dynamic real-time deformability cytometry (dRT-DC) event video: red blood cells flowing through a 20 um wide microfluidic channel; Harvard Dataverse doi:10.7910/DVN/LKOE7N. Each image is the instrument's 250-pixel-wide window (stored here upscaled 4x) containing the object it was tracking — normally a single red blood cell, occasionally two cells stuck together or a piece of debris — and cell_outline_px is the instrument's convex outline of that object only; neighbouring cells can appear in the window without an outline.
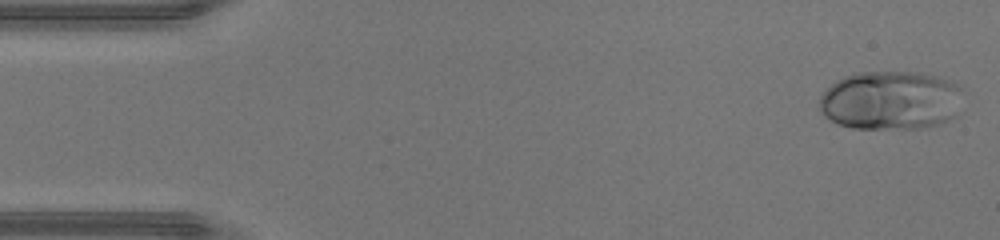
{"species": "human", "species_latin": "Homo sapiens", "temperature_condition": "warm", "stored_images_in_passage": 44, "camera_frame_rate_fps": 3000, "um_per_image_px": 0.085, "donor": {"sex": "male"}, "frame": {"image": 1, "passage_image": 1, "time_ms": 0.0, "image_size_px": [1000, 240], "cell_outline_px": [[960, 88], [956, 116], [948, 120], [936, 124], [920, 128], [852, 128], [840, 124], [824, 116], [820, 112], [820, 96], [836, 80], [844, 76], [856, 72], [916, 72], [936, 76], [956, 84]], "centroid_in_image_um": [75.65, 8.53], "position_along_channel_um": 9.3, "area_um2": 48.84}}
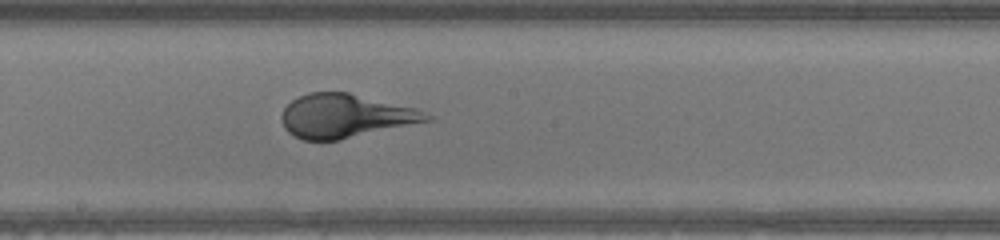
{"frame": {"image": 2, "passage_image": 24, "time_ms": 7.667, "image_size_px": [1000, 240], "cell_outline_px": [[436, 116], [432, 120], [336, 140], [304, 140], [288, 132], [284, 128], [280, 116], [284, 108], [296, 96], [308, 92], [348, 92], [416, 108]], "centroid_in_image_um": [29.34, 9.84], "position_along_channel_um": 218.9, "area_um2": 36.82}}
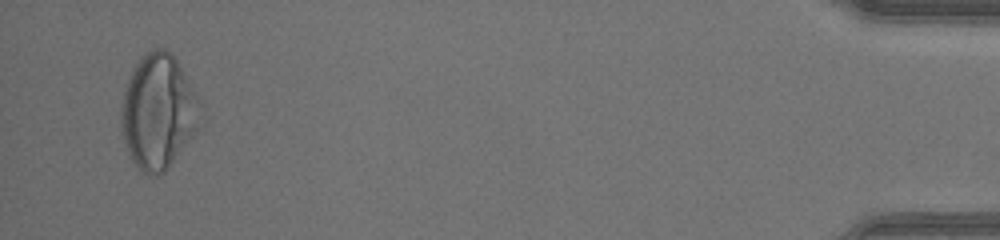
{"frame": {"image": 3, "passage_image": 44, "time_ms": 14.333, "image_size_px": [1000, 240], "cell_outline_px": [[200, 104], [196, 132], [164, 172], [156, 176], [152, 176], [136, 168], [128, 156], [120, 128], [120, 108], [124, 88], [140, 56], [144, 52], [152, 48], [164, 48], [172, 52], [196, 96]], "centroid_in_image_um": [13.38, 9.5], "position_along_channel_um": 421.8, "area_um2": 52.77}, "authors_computed_cell_mechanics": {"area_um2": 42.8009, "velocity_mm_per_s": 4.4098, "shape_relaxation_time_tau1_ms": 3.3724, "shape_relaxation_time_tau2_ms": null, "deformation_change_tau1": 0.2102, "deformation_change_tau2": null}}